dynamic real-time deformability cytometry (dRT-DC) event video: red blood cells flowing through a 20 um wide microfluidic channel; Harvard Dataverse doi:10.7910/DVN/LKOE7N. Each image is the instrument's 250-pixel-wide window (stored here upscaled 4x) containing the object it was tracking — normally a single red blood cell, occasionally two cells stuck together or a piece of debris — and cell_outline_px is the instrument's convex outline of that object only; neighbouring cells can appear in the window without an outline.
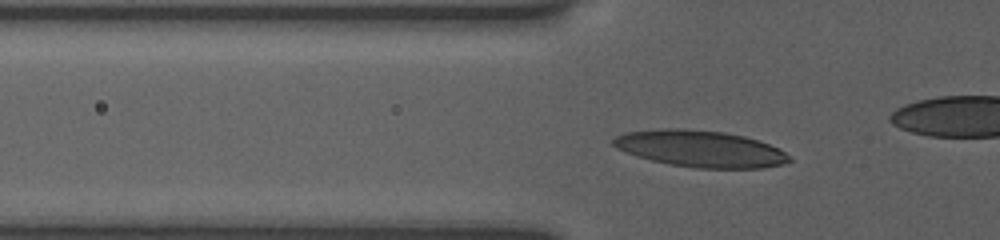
{"species": "human", "species_latin": "Homo sapiens", "temperature_condition": "room temperature", "stored_images_in_passage": 50, "camera_frame_rate_fps": 3000, "um_per_image_px": 0.085, "donor": {"sex": "female"}, "frame": {"image": 1, "passage_image": 15, "time_ms": 4.667, "image_size_px": [1000, 240], "cell_outline_px": [[792, 160], [784, 164], [760, 168], [696, 168], [668, 164], [636, 156], [616, 148], [612, 144], [612, 140], [616, 136], [624, 132], [660, 128], [684, 128], [724, 132], [744, 136], [768, 144], [784, 152]], "centroid_in_image_um": [59.47, 12.64], "position_along_channel_um": 66.3, "area_um2": 37.51}}
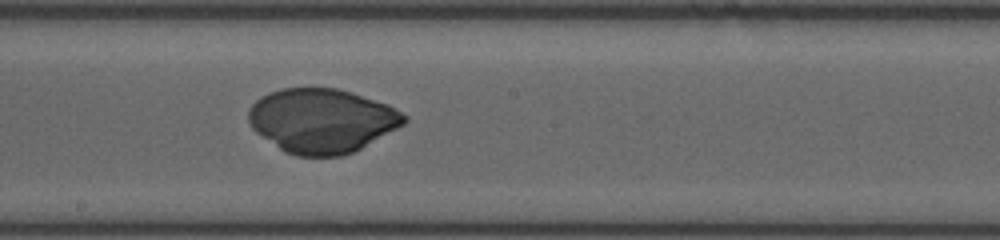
{"frame": {"image": 2, "passage_image": 27, "time_ms": 8.667, "image_size_px": [1000, 240], "cell_outline_px": [[408, 120], [404, 124], [360, 148], [352, 152], [340, 156], [296, 156], [284, 152], [256, 132], [252, 128], [248, 120], [248, 112], [252, 104], [256, 100], [268, 92], [280, 88], [336, 88], [388, 104], [408, 116]], "centroid_in_image_um": [27.33, 10.25], "position_along_channel_um": 220.9, "area_um2": 58.03}}
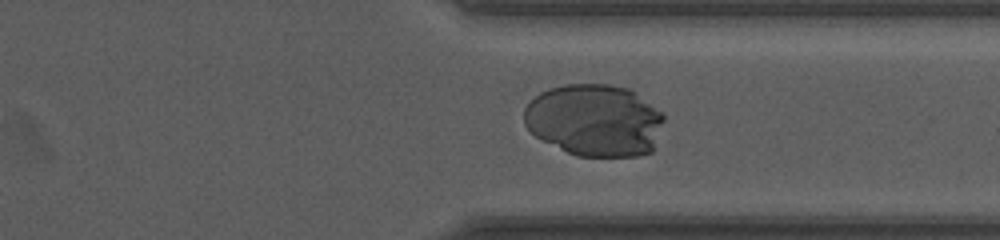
{"frame": {"image": 3, "passage_image": 38, "time_ms": 12.333, "image_size_px": [1000, 240], "cell_outline_px": [[664, 120], [652, 152], [636, 156], [576, 156], [536, 136], [524, 124], [524, 108], [540, 92], [564, 84], [608, 84], [628, 88], [664, 112]], "centroid_in_image_um": [50.57, 10.21], "position_along_channel_um": 360.8, "area_um2": 58.72}, "authors_computed_cell_mechanics": {"area_um2": 47.9451, "velocity_mm_per_s": 3.8329, "shape_relaxation_time_tau1_ms": 4.5417, "shape_relaxation_time_tau2_ms": null, "deformation_change_tau1": 0.3578, "deformation_change_tau2": null}}